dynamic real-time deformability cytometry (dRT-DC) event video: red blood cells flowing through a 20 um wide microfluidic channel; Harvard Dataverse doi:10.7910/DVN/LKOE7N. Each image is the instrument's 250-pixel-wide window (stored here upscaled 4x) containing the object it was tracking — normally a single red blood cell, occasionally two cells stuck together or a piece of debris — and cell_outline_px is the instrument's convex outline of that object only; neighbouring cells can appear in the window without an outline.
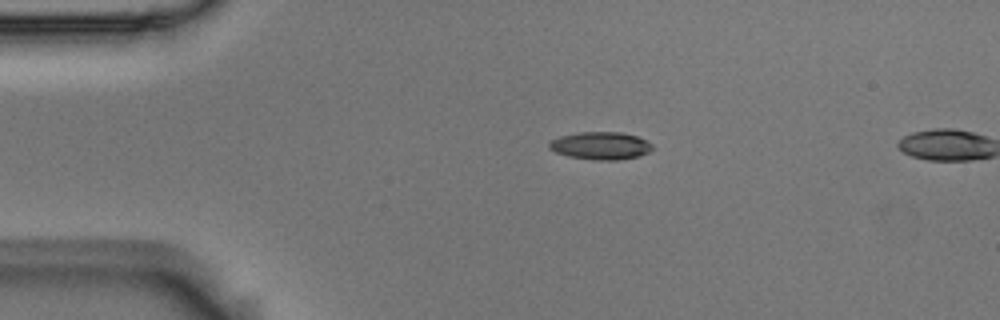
{"species": "Egyptian fruit bat (a non-hibernating species)", "species_latin": "Rousettus aegyptiacus", "temperature_condition": "room temperature", "stored_images_in_passage": 2, "camera_frame_rate_fps": 3000, "um_per_image_px": 0.085, "animal": {"sex": "male"}, "frame": {"image": 1, "passage_image": 1, "time_ms": 0.0, "image_size_px": [1000, 320], "cell_outline_px": [[652, 148], [648, 152], [640, 156], [616, 160], [592, 160], [568, 156], [556, 152], [548, 148], [548, 144], [552, 140], [560, 136], [580, 132], [620, 132], [636, 136], [652, 144]], "centroid_in_image_um": [51.03, 12.39], "position_along_channel_um": 34.0, "area_um2": 16.53}}